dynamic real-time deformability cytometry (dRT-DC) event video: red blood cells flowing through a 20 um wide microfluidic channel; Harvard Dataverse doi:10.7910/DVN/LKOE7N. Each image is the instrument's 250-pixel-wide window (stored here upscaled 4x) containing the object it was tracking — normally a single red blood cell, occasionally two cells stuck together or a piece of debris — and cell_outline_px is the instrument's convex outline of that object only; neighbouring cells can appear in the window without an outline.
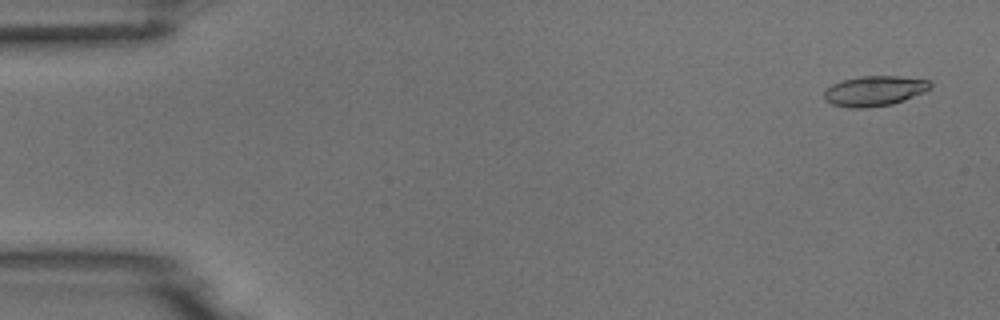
{"species": "common noctule bat (a hibernating species)", "species_latin": "Nyctalus noctula", "temperature_condition": "room temperature", "stored_images_in_passage": 7, "camera_frame_rate_fps": 3000, "um_per_image_px": 0.085, "animal": {"sex": "male", "body_mass_g": 18.8}, "frame": {"image": 1, "passage_image": 1, "time_ms": 0.0, "image_size_px": [1000, 320], "cell_outline_px": [[932, 84], [924, 92], [904, 100], [892, 104], [868, 108], [852, 108], [832, 104], [824, 100], [824, 92], [832, 84], [840, 80], [860, 76], [900, 76], [928, 80]], "centroid_in_image_um": [74.3, 7.73], "position_along_channel_um": 10.7, "area_um2": 18.67}}
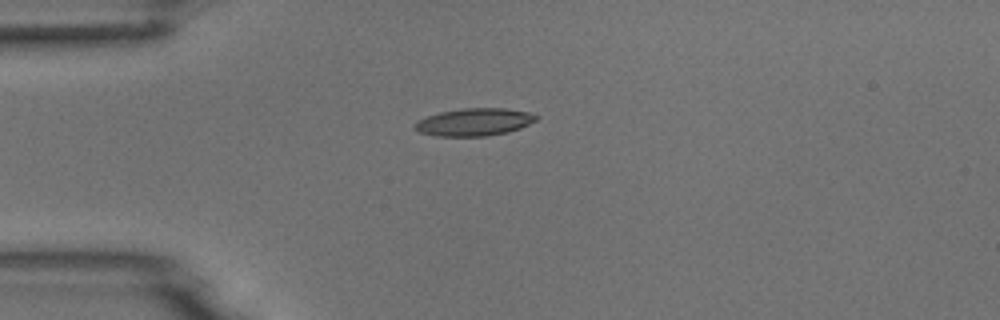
{"frame": {"image": 2, "passage_image": 4, "time_ms": 3.667, "image_size_px": [1000, 320], "cell_outline_px": [[540, 116], [536, 120], [520, 128], [508, 132], [488, 136], [436, 136], [420, 132], [412, 124], [416, 120], [440, 112], [460, 108], [504, 108], [528, 112]], "centroid_in_image_um": [40.3, 10.37], "position_along_channel_um": 44.7, "area_um2": 19.54}}
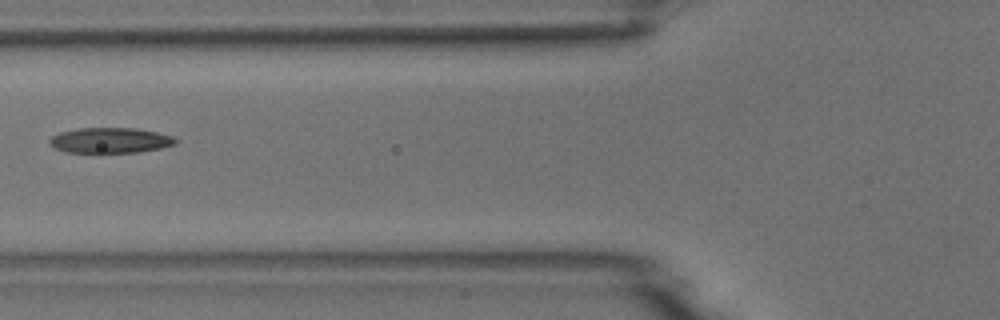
{"frame": {"image": 3, "passage_image": 6, "time_ms": 6.0, "image_size_px": [1000, 320], "cell_outline_px": [[176, 144], [160, 148], [140, 152], [100, 156], [96, 156], [68, 152], [56, 148], [48, 144], [48, 140], [52, 136], [60, 132], [76, 128], [132, 128], [156, 132], [172, 136], [176, 140]], "centroid_in_image_um": [9.3, 11.99], "position_along_channel_um": 116.5, "area_um2": 19.59}}